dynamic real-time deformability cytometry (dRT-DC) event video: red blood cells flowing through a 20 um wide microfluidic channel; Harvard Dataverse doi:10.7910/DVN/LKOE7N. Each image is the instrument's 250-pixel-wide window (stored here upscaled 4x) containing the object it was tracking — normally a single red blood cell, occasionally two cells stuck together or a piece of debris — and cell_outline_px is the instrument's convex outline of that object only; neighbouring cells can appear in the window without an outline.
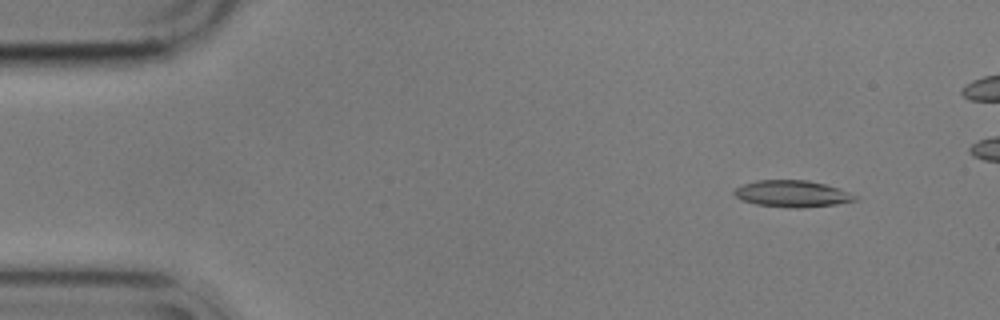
{"species": "common noctule bat (a hibernating species)", "species_latin": "Nyctalus noctula", "temperature_condition": "cold", "stored_images_in_passage": 9, "camera_frame_rate_fps": 3000, "um_per_image_px": 0.085, "animal": {"sex": "male", "body_mass_g": 17.9}, "frame": {"image": 1, "passage_image": 6, "time_ms": 1.667, "image_size_px": [1000, 320], "cell_outline_px": [[860, 200], [836, 204], [800, 208], [788, 208], [756, 204], [740, 200], [732, 192], [736, 188], [744, 184], [756, 180], [808, 180], [824, 184], [860, 196]], "centroid_in_image_um": [67.35, 16.47], "position_along_channel_um": 17.7, "area_um2": 18.84}}